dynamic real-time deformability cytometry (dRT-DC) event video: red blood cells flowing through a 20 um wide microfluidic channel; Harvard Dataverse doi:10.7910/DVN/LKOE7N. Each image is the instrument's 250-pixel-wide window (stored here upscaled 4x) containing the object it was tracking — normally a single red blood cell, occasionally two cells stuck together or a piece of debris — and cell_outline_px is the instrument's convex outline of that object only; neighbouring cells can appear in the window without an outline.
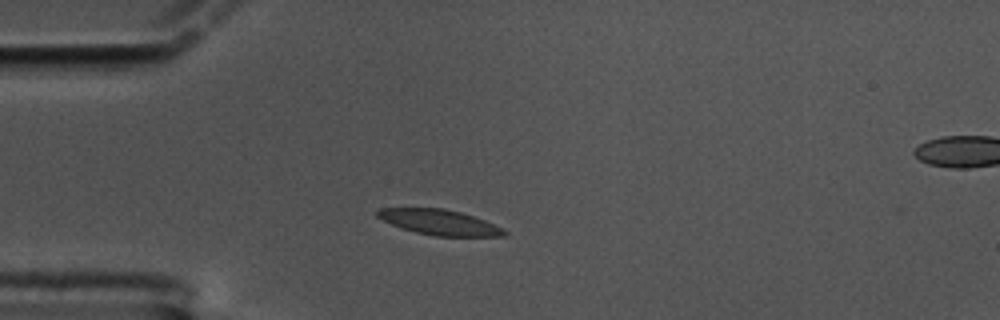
{"species": "common noctule bat (a hibernating species)", "species_latin": "Nyctalus noctula", "temperature_condition": "cold", "stored_images_in_passage": 2, "camera_frame_rate_fps": 3000, "um_per_image_px": 0.085, "animal": {"sex": "male", "body_mass_g": 17.5, "forearm_length_mm": 52.3}, "frame": {"image": 1, "passage_image": 1, "time_ms": 0.0, "image_size_px": [1000, 320], "cell_outline_px": [[508, 232], [504, 236], [436, 236], [416, 232], [400, 228], [376, 216], [376, 212], [380, 208], [444, 208], [460, 212], [484, 220]], "centroid_in_image_um": [37.32, 18.89], "position_along_channel_um": 47.7, "area_um2": 18.44}}